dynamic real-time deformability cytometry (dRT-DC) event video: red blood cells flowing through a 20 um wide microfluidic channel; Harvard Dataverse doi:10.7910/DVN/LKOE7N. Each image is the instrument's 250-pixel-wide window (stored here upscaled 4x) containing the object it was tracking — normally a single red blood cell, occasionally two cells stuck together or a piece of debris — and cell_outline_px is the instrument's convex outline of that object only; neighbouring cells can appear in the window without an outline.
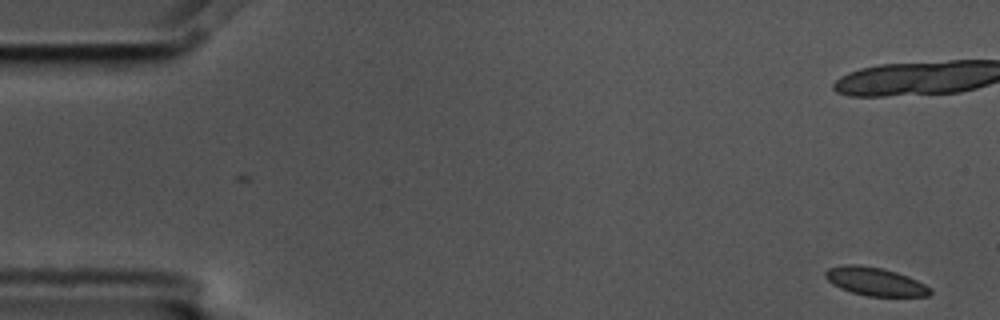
{"species": "common noctule bat (a hibernating species)", "species_latin": "Nyctalus noctula", "temperature_condition": "cold", "stored_images_in_passage": 2, "camera_frame_rate_fps": 3000, "um_per_image_px": 0.085, "animal": {"sex": "male", "body_mass_g": 17.5, "forearm_length_mm": 52.3}, "frame": {"image": 1, "passage_image": 2, "time_ms": 0.333, "image_size_px": [1000, 320], "cell_outline_px": [[932, 292], [928, 296], [868, 296], [852, 292], [840, 288], [832, 284], [824, 276], [824, 272], [828, 268], [844, 264], [860, 264], [884, 268], [908, 276], [932, 288]], "centroid_in_image_um": [74.37, 23.91], "position_along_channel_um": 10.6, "area_um2": 17.4}}